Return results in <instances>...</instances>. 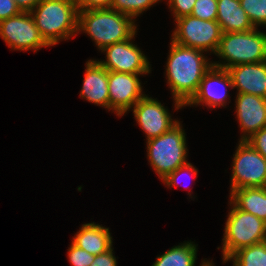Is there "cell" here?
Listing matches in <instances>:
<instances>
[{
	"label": "cell",
	"mask_w": 266,
	"mask_h": 266,
	"mask_svg": "<svg viewBox=\"0 0 266 266\" xmlns=\"http://www.w3.org/2000/svg\"><path fill=\"white\" fill-rule=\"evenodd\" d=\"M214 54L228 62L212 63L222 69L266 61V33L257 31V28L245 32L223 33Z\"/></svg>",
	"instance_id": "cell-4"
},
{
	"label": "cell",
	"mask_w": 266,
	"mask_h": 266,
	"mask_svg": "<svg viewBox=\"0 0 266 266\" xmlns=\"http://www.w3.org/2000/svg\"><path fill=\"white\" fill-rule=\"evenodd\" d=\"M191 15L202 20H216L217 0H196Z\"/></svg>",
	"instance_id": "cell-24"
},
{
	"label": "cell",
	"mask_w": 266,
	"mask_h": 266,
	"mask_svg": "<svg viewBox=\"0 0 266 266\" xmlns=\"http://www.w3.org/2000/svg\"><path fill=\"white\" fill-rule=\"evenodd\" d=\"M216 86V87H215ZM217 86L224 87L219 91ZM233 87L232 79L227 69L212 67L205 73L200 82L197 93L185 105L205 104L209 107L215 108L217 106H225V99L227 95V88Z\"/></svg>",
	"instance_id": "cell-13"
},
{
	"label": "cell",
	"mask_w": 266,
	"mask_h": 266,
	"mask_svg": "<svg viewBox=\"0 0 266 266\" xmlns=\"http://www.w3.org/2000/svg\"><path fill=\"white\" fill-rule=\"evenodd\" d=\"M233 266H266V241L243 247L227 258Z\"/></svg>",
	"instance_id": "cell-21"
},
{
	"label": "cell",
	"mask_w": 266,
	"mask_h": 266,
	"mask_svg": "<svg viewBox=\"0 0 266 266\" xmlns=\"http://www.w3.org/2000/svg\"><path fill=\"white\" fill-rule=\"evenodd\" d=\"M90 266H117L116 257L113 255V248L102 254L95 255L94 261Z\"/></svg>",
	"instance_id": "cell-31"
},
{
	"label": "cell",
	"mask_w": 266,
	"mask_h": 266,
	"mask_svg": "<svg viewBox=\"0 0 266 266\" xmlns=\"http://www.w3.org/2000/svg\"><path fill=\"white\" fill-rule=\"evenodd\" d=\"M114 0H76L78 11L111 8Z\"/></svg>",
	"instance_id": "cell-29"
},
{
	"label": "cell",
	"mask_w": 266,
	"mask_h": 266,
	"mask_svg": "<svg viewBox=\"0 0 266 266\" xmlns=\"http://www.w3.org/2000/svg\"><path fill=\"white\" fill-rule=\"evenodd\" d=\"M203 51L171 41L166 65L167 84L172 91L176 110L185 107L197 93L205 73L212 67Z\"/></svg>",
	"instance_id": "cell-1"
},
{
	"label": "cell",
	"mask_w": 266,
	"mask_h": 266,
	"mask_svg": "<svg viewBox=\"0 0 266 266\" xmlns=\"http://www.w3.org/2000/svg\"><path fill=\"white\" fill-rule=\"evenodd\" d=\"M171 40L181 46L216 52L223 31L216 20H202L192 15L176 20Z\"/></svg>",
	"instance_id": "cell-7"
},
{
	"label": "cell",
	"mask_w": 266,
	"mask_h": 266,
	"mask_svg": "<svg viewBox=\"0 0 266 266\" xmlns=\"http://www.w3.org/2000/svg\"><path fill=\"white\" fill-rule=\"evenodd\" d=\"M21 12H31L42 0H15Z\"/></svg>",
	"instance_id": "cell-32"
},
{
	"label": "cell",
	"mask_w": 266,
	"mask_h": 266,
	"mask_svg": "<svg viewBox=\"0 0 266 266\" xmlns=\"http://www.w3.org/2000/svg\"><path fill=\"white\" fill-rule=\"evenodd\" d=\"M186 137L180 122L164 134L147 140L148 159L160 179L187 163Z\"/></svg>",
	"instance_id": "cell-5"
},
{
	"label": "cell",
	"mask_w": 266,
	"mask_h": 266,
	"mask_svg": "<svg viewBox=\"0 0 266 266\" xmlns=\"http://www.w3.org/2000/svg\"><path fill=\"white\" fill-rule=\"evenodd\" d=\"M232 206L222 239L224 262L237 250L266 241V222Z\"/></svg>",
	"instance_id": "cell-6"
},
{
	"label": "cell",
	"mask_w": 266,
	"mask_h": 266,
	"mask_svg": "<svg viewBox=\"0 0 266 266\" xmlns=\"http://www.w3.org/2000/svg\"><path fill=\"white\" fill-rule=\"evenodd\" d=\"M230 193V205L266 222V187L240 188Z\"/></svg>",
	"instance_id": "cell-19"
},
{
	"label": "cell",
	"mask_w": 266,
	"mask_h": 266,
	"mask_svg": "<svg viewBox=\"0 0 266 266\" xmlns=\"http://www.w3.org/2000/svg\"><path fill=\"white\" fill-rule=\"evenodd\" d=\"M133 114L147 135V140L164 134L179 122L171 118L170 113L160 102L146 94L133 106Z\"/></svg>",
	"instance_id": "cell-12"
},
{
	"label": "cell",
	"mask_w": 266,
	"mask_h": 266,
	"mask_svg": "<svg viewBox=\"0 0 266 266\" xmlns=\"http://www.w3.org/2000/svg\"><path fill=\"white\" fill-rule=\"evenodd\" d=\"M197 248L193 242L172 247L170 250L157 256L152 266H195ZM212 262H202L201 266H210Z\"/></svg>",
	"instance_id": "cell-20"
},
{
	"label": "cell",
	"mask_w": 266,
	"mask_h": 266,
	"mask_svg": "<svg viewBox=\"0 0 266 266\" xmlns=\"http://www.w3.org/2000/svg\"><path fill=\"white\" fill-rule=\"evenodd\" d=\"M138 75L108 71L109 110L118 116L129 111L145 95Z\"/></svg>",
	"instance_id": "cell-11"
},
{
	"label": "cell",
	"mask_w": 266,
	"mask_h": 266,
	"mask_svg": "<svg viewBox=\"0 0 266 266\" xmlns=\"http://www.w3.org/2000/svg\"><path fill=\"white\" fill-rule=\"evenodd\" d=\"M216 21L223 33L245 32L255 28L239 0H217Z\"/></svg>",
	"instance_id": "cell-18"
},
{
	"label": "cell",
	"mask_w": 266,
	"mask_h": 266,
	"mask_svg": "<svg viewBox=\"0 0 266 266\" xmlns=\"http://www.w3.org/2000/svg\"><path fill=\"white\" fill-rule=\"evenodd\" d=\"M72 243L90 254H102L112 248V237L109 228L99 224H83L74 236Z\"/></svg>",
	"instance_id": "cell-17"
},
{
	"label": "cell",
	"mask_w": 266,
	"mask_h": 266,
	"mask_svg": "<svg viewBox=\"0 0 266 266\" xmlns=\"http://www.w3.org/2000/svg\"><path fill=\"white\" fill-rule=\"evenodd\" d=\"M15 0H0V21L20 13Z\"/></svg>",
	"instance_id": "cell-30"
},
{
	"label": "cell",
	"mask_w": 266,
	"mask_h": 266,
	"mask_svg": "<svg viewBox=\"0 0 266 266\" xmlns=\"http://www.w3.org/2000/svg\"><path fill=\"white\" fill-rule=\"evenodd\" d=\"M196 0H169V8L173 11L175 20L192 14L193 6Z\"/></svg>",
	"instance_id": "cell-26"
},
{
	"label": "cell",
	"mask_w": 266,
	"mask_h": 266,
	"mask_svg": "<svg viewBox=\"0 0 266 266\" xmlns=\"http://www.w3.org/2000/svg\"><path fill=\"white\" fill-rule=\"evenodd\" d=\"M187 171L190 172L193 176H197L198 170L189 162L186 164L178 167L175 171L171 172L166 178H164L162 181L164 184H166L169 188L176 186L180 178V174H183L182 172Z\"/></svg>",
	"instance_id": "cell-27"
},
{
	"label": "cell",
	"mask_w": 266,
	"mask_h": 266,
	"mask_svg": "<svg viewBox=\"0 0 266 266\" xmlns=\"http://www.w3.org/2000/svg\"><path fill=\"white\" fill-rule=\"evenodd\" d=\"M236 112L241 130L243 132L240 141H246L254 133L266 127V98L237 93Z\"/></svg>",
	"instance_id": "cell-14"
},
{
	"label": "cell",
	"mask_w": 266,
	"mask_h": 266,
	"mask_svg": "<svg viewBox=\"0 0 266 266\" xmlns=\"http://www.w3.org/2000/svg\"><path fill=\"white\" fill-rule=\"evenodd\" d=\"M67 254L69 262L73 266H90L95 258V255L88 253L87 251L77 247L73 243H71Z\"/></svg>",
	"instance_id": "cell-25"
},
{
	"label": "cell",
	"mask_w": 266,
	"mask_h": 266,
	"mask_svg": "<svg viewBox=\"0 0 266 266\" xmlns=\"http://www.w3.org/2000/svg\"><path fill=\"white\" fill-rule=\"evenodd\" d=\"M81 98L109 109L108 70L96 60L86 62Z\"/></svg>",
	"instance_id": "cell-16"
},
{
	"label": "cell",
	"mask_w": 266,
	"mask_h": 266,
	"mask_svg": "<svg viewBox=\"0 0 266 266\" xmlns=\"http://www.w3.org/2000/svg\"><path fill=\"white\" fill-rule=\"evenodd\" d=\"M252 25H266V0H239Z\"/></svg>",
	"instance_id": "cell-23"
},
{
	"label": "cell",
	"mask_w": 266,
	"mask_h": 266,
	"mask_svg": "<svg viewBox=\"0 0 266 266\" xmlns=\"http://www.w3.org/2000/svg\"><path fill=\"white\" fill-rule=\"evenodd\" d=\"M160 0H114L112 9L129 17H136Z\"/></svg>",
	"instance_id": "cell-22"
},
{
	"label": "cell",
	"mask_w": 266,
	"mask_h": 266,
	"mask_svg": "<svg viewBox=\"0 0 266 266\" xmlns=\"http://www.w3.org/2000/svg\"><path fill=\"white\" fill-rule=\"evenodd\" d=\"M231 190L266 187V159L247 141H239L234 154Z\"/></svg>",
	"instance_id": "cell-8"
},
{
	"label": "cell",
	"mask_w": 266,
	"mask_h": 266,
	"mask_svg": "<svg viewBox=\"0 0 266 266\" xmlns=\"http://www.w3.org/2000/svg\"><path fill=\"white\" fill-rule=\"evenodd\" d=\"M246 141L266 159V127L254 133Z\"/></svg>",
	"instance_id": "cell-28"
},
{
	"label": "cell",
	"mask_w": 266,
	"mask_h": 266,
	"mask_svg": "<svg viewBox=\"0 0 266 266\" xmlns=\"http://www.w3.org/2000/svg\"><path fill=\"white\" fill-rule=\"evenodd\" d=\"M44 40L51 46L78 32L76 0H42L30 12ZM69 37V38H68Z\"/></svg>",
	"instance_id": "cell-3"
},
{
	"label": "cell",
	"mask_w": 266,
	"mask_h": 266,
	"mask_svg": "<svg viewBox=\"0 0 266 266\" xmlns=\"http://www.w3.org/2000/svg\"><path fill=\"white\" fill-rule=\"evenodd\" d=\"M0 36L13 50H35L50 46L40 34L30 12L0 21Z\"/></svg>",
	"instance_id": "cell-9"
},
{
	"label": "cell",
	"mask_w": 266,
	"mask_h": 266,
	"mask_svg": "<svg viewBox=\"0 0 266 266\" xmlns=\"http://www.w3.org/2000/svg\"><path fill=\"white\" fill-rule=\"evenodd\" d=\"M133 38L111 44L105 47L106 61L98 62L108 71L147 74L150 72V64L141 50L131 42Z\"/></svg>",
	"instance_id": "cell-10"
},
{
	"label": "cell",
	"mask_w": 266,
	"mask_h": 266,
	"mask_svg": "<svg viewBox=\"0 0 266 266\" xmlns=\"http://www.w3.org/2000/svg\"><path fill=\"white\" fill-rule=\"evenodd\" d=\"M136 28L132 17L112 8L78 11V32L89 34L100 50L134 38Z\"/></svg>",
	"instance_id": "cell-2"
},
{
	"label": "cell",
	"mask_w": 266,
	"mask_h": 266,
	"mask_svg": "<svg viewBox=\"0 0 266 266\" xmlns=\"http://www.w3.org/2000/svg\"><path fill=\"white\" fill-rule=\"evenodd\" d=\"M227 70L232 79V88H237V93L266 98V61L234 65Z\"/></svg>",
	"instance_id": "cell-15"
}]
</instances>
